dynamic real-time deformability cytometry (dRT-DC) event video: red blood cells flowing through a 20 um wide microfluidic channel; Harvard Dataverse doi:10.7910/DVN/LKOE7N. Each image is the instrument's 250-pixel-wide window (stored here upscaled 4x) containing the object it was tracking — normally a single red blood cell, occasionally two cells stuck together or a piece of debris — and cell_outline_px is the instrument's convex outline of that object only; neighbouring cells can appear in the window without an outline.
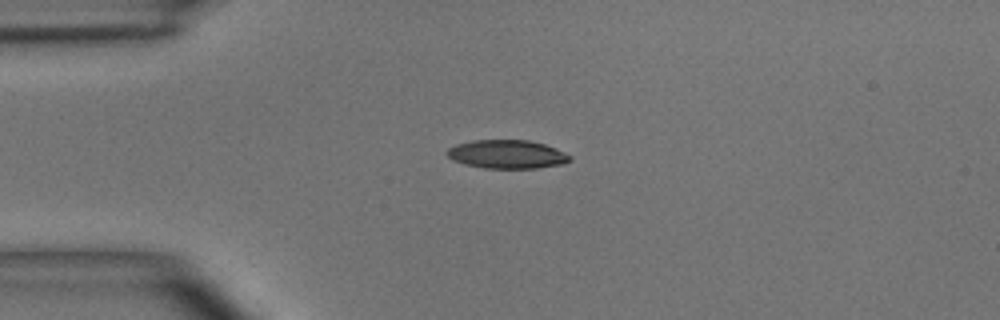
{"species": "common noctule bat (a hibernating species)", "species_latin": "Nyctalus noctula", "temperature_condition": "room temperature", "stored_images_in_passage": 40, "camera_frame_rate_fps": 3000, "um_per_image_px": 0.085, "animal": {"sex": "male", "body_mass_g": 15.6}, "frame": {"image": 1, "passage_image": 1, "time_ms": 0.0, "image_size_px": [1000, 320], "cell_outline_px": [[572, 160], [564, 164], [536, 168], [484, 168], [464, 164], [452, 160], [444, 152], [448, 148], [456, 144], [472, 140], [528, 140], [544, 144], [556, 148], [572, 156]], "centroid_in_image_um": [43.09, 13.11], "position_along_channel_um": 41.9, "area_um2": 20.63}}
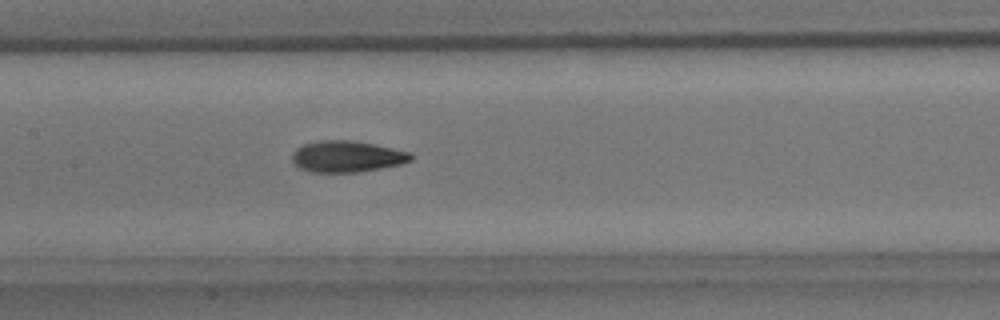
{"frame": {"image": 2, "passage_image": 13, "time_ms": 4.0, "image_size_px": [1000, 320], "cell_outline_px": [[412, 160], [400, 164], [360, 172], [312, 172], [300, 168], [292, 160], [292, 152], [296, 148], [304, 144], [320, 140], [352, 140], [376, 144], [412, 152]], "centroid_in_image_um": [29.5, 13.29], "position_along_channel_um": 177.9, "area_um2": 21.79}}
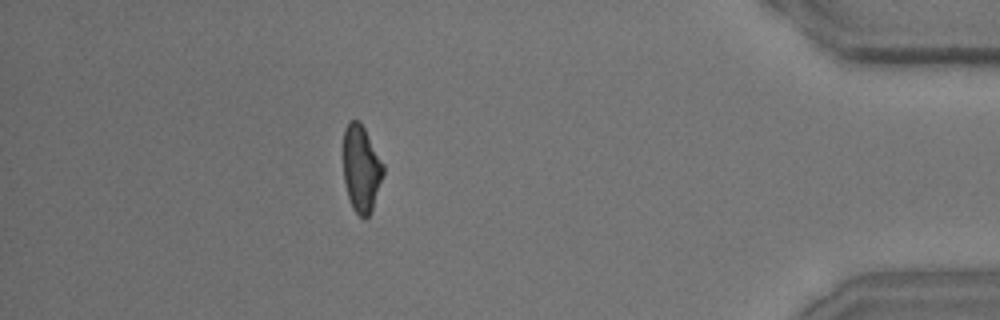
{"frame": {"image": 3, "passage_image": 34, "time_ms": 11.0, "image_size_px": [1000, 320], "cell_outline_px": [[384, 172], [372, 208], [368, 216], [364, 220], [352, 208], [348, 196], [344, 180], [344, 128], [348, 120], [360, 120], [384, 164]], "centroid_in_image_um": [30.7, 14.3], "position_along_channel_um": 404.5, "area_um2": 20.11}, "authors_computed_cell_mechanics": {"area_um2": 20.9814, "velocity_mm_per_s": 3.9143, "shape_relaxation_time_tau1_ms": 4.6434, "shape_relaxation_time_tau2_ms": 2.4896, "deformation_change_tau1": 0.1754, "deformation_change_tau2": 0.1039}}